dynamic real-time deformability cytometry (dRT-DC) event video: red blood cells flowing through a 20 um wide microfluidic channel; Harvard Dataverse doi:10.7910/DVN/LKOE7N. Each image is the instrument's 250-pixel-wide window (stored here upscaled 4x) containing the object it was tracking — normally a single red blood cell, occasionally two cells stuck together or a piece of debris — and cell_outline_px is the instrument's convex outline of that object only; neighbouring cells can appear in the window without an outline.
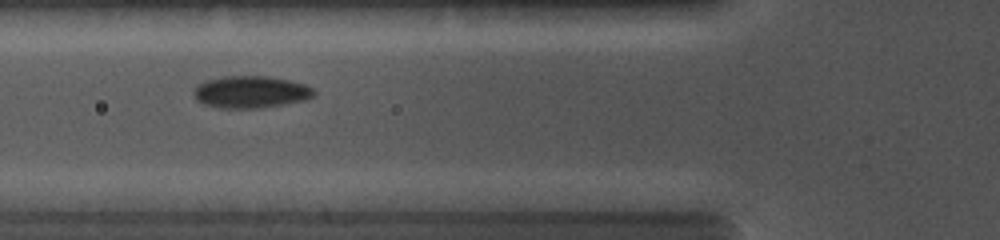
{"species": "common noctule bat (a hibernating species)", "species_latin": "Nyctalus noctula", "temperature_condition": "cold", "stored_images_in_passage": 7, "camera_frame_rate_fps": 5000, "um_per_image_px": 0.085, "animal": {"sex": "female", "body_mass_g": 19.0, "forearm_length_mm": 56.7}, "frame": {"image": 1, "passage_image": 4, "time_ms": 3.0, "image_size_px": [1000, 240], "cell_outline_px": [[316, 92], [312, 96], [304, 100], [284, 104], [260, 108], [220, 108], [204, 104], [196, 100], [192, 92], [200, 84], [208, 80], [224, 76], [268, 76], [292, 80], [304, 84], [312, 88]], "centroid_in_image_um": [21.32, 7.82], "position_along_channel_um": 104.5, "area_um2": 22.43}}